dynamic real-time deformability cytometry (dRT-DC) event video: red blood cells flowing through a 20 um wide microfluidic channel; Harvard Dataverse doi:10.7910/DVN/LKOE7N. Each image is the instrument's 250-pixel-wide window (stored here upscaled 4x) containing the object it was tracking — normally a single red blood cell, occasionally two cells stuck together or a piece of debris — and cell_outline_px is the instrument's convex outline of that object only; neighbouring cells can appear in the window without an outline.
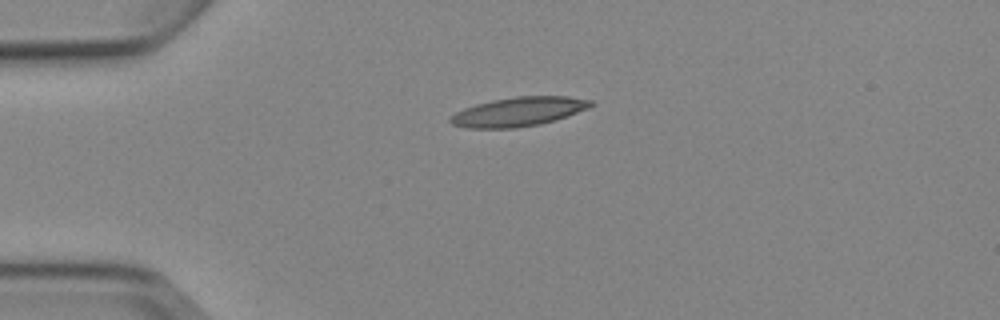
{"species": "Egyptian fruit bat (a non-hibernating species)", "species_latin": "Rousettus aegyptiacus", "temperature_condition": "cold", "stored_images_in_passage": 2, "camera_frame_rate_fps": 3000, "um_per_image_px": 0.085, "animal": {"sex": "female"}, "frame": {"image": 1, "passage_image": 1, "time_ms": 0.0, "image_size_px": [1000, 320], "cell_outline_px": [[596, 104], [588, 108], [556, 120], [540, 124], [516, 128], [464, 128], [452, 124], [448, 120], [456, 112], [464, 108], [476, 104], [492, 100], [516, 96], [568, 96], [592, 100]], "centroid_in_image_um": [44.09, 9.49], "position_along_channel_um": 40.9, "area_um2": 23.93}}